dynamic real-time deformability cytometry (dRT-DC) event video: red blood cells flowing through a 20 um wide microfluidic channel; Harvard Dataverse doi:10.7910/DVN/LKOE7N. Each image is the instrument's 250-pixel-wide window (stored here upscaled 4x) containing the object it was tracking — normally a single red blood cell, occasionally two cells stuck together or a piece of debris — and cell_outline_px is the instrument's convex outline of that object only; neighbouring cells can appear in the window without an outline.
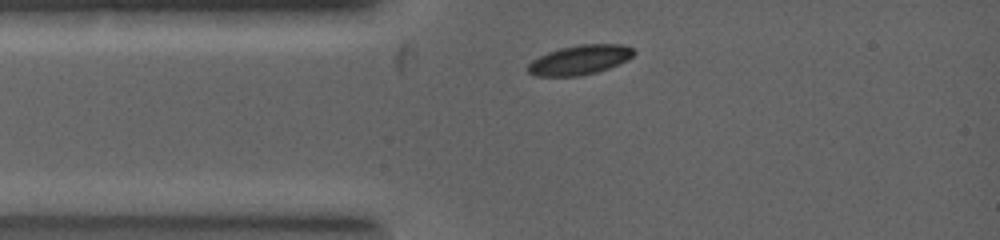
{"species": "common noctule bat (a hibernating species)", "species_latin": "Nyctalus noctula", "temperature_condition": "warm", "stored_images_in_passage": 3, "camera_frame_rate_fps": 5000, "um_per_image_px": 0.085, "animal": {"sex": "female", "body_mass_g": 19.0, "forearm_length_mm": 53.3}, "frame": {"image": 1, "passage_image": 1, "time_ms": 0.0, "image_size_px": [1000, 240], "cell_outline_px": [[636, 52], [628, 60], [608, 68], [596, 72], [580, 76], [536, 76], [528, 72], [528, 64], [532, 60], [548, 52], [560, 48], [580, 44], [620, 44], [632, 48]], "centroid_in_image_um": [49.28, 5.09], "position_along_channel_um": 35.7, "area_um2": 18.15}}
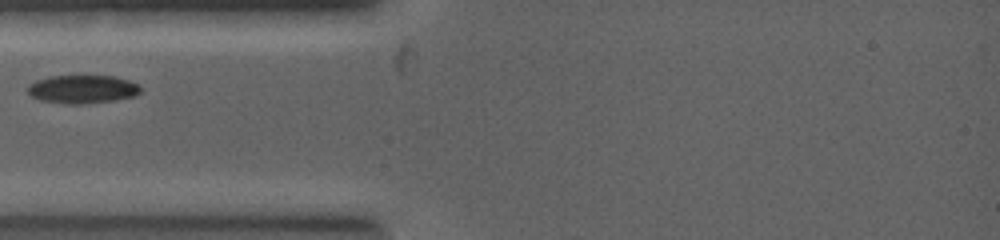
{"frame": {"image": 2, "passage_image": 2, "time_ms": 0.8, "image_size_px": [1000, 240], "cell_outline_px": [[140, 92], [132, 96], [112, 100], [80, 104], [68, 104], [44, 100], [32, 96], [28, 92], [28, 88], [36, 80], [48, 76], [112, 76], [128, 80], [136, 84], [140, 88]], "centroid_in_image_um": [7.0, 7.57], "position_along_channel_um": 78.0, "area_um2": 18.09}}